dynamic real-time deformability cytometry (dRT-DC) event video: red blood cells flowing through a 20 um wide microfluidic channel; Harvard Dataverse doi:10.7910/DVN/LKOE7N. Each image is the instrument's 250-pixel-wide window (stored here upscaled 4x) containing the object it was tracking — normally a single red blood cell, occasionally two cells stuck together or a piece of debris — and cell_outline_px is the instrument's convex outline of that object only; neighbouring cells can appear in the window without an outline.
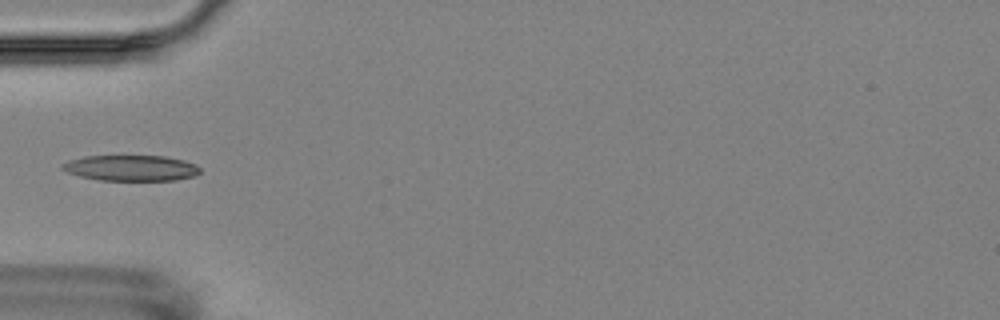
{"species": "Egyptian fruit bat (a non-hibernating species)", "species_latin": "Rousettus aegyptiacus", "temperature_condition": "room temperature", "stored_images_in_passage": 15, "camera_frame_rate_fps": 3000, "um_per_image_px": 0.085, "animal": {"sex": "female"}, "frame": {"image": 1, "passage_image": 5, "time_ms": 5.667, "image_size_px": [1000, 320], "cell_outline_px": [[200, 172], [196, 176], [176, 180], [100, 180], [80, 176], [68, 172], [60, 168], [60, 164], [68, 160], [84, 156], [164, 156], [184, 160], [196, 164], [200, 168]], "centroid_in_image_um": [11.14, 14.28], "position_along_channel_um": 73.9, "area_um2": 20.75}}
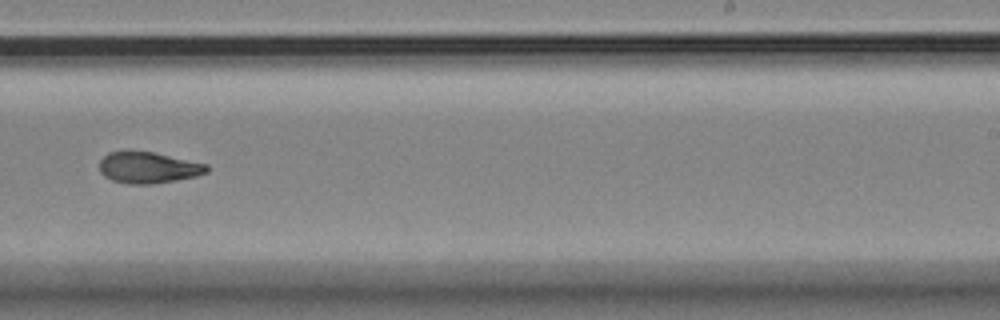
{"frame": {"image": 2, "passage_image": 10, "time_ms": 11.333, "image_size_px": [1000, 320], "cell_outline_px": [[208, 172], [196, 176], [176, 180], [152, 184], [128, 184], [112, 180], [104, 176], [100, 172], [100, 160], [108, 152], [152, 152], [208, 164]], "centroid_in_image_um": [12.61, 14.26], "position_along_channel_um": 276.4, "area_um2": 19.36}}
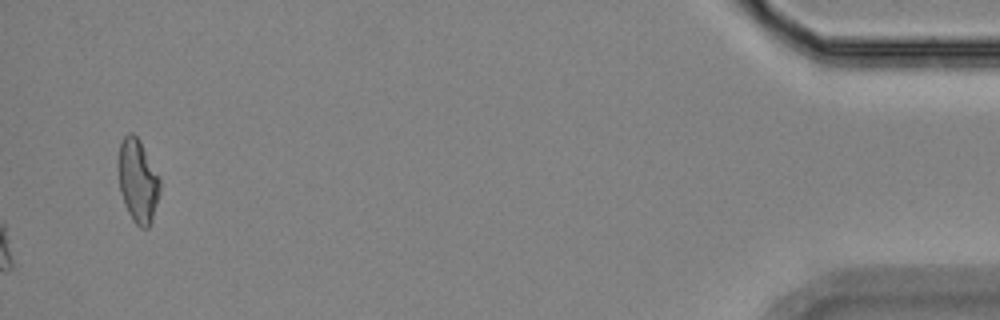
{"frame": {"image": 3, "passage_image": 15, "time_ms": 17.667, "image_size_px": [1000, 320], "cell_outline_px": [[160, 192], [152, 220], [148, 228], [140, 228], [132, 220], [124, 204], [120, 192], [120, 144], [124, 136], [128, 132], [132, 132], [140, 140], [160, 180]], "centroid_in_image_um": [11.73, 15.41], "position_along_channel_um": 423.5, "area_um2": 19.77}, "authors_computed_cell_mechanics": {"area_um2": 20.5768, "velocity_mm_per_s": 3.5742, "shape_relaxation_time_tau1_ms": 3.8534, "shape_relaxation_time_tau2_ms": 5.86, "deformation_change_tau1": 0.1625, "deformation_change_tau2": 0.1319}}